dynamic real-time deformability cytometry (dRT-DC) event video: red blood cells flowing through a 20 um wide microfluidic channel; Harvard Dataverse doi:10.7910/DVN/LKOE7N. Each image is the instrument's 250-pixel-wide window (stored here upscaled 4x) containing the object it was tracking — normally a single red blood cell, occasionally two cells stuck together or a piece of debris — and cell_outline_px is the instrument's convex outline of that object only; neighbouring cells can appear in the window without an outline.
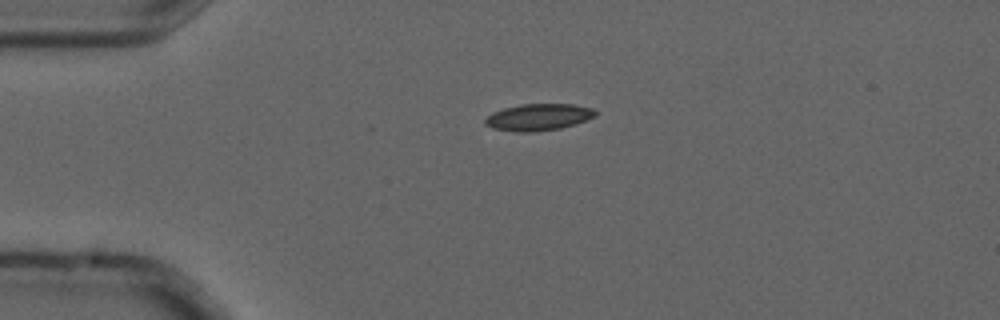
{"species": "common noctule bat (a hibernating species)", "species_latin": "Nyctalus noctula", "temperature_condition": "cold", "stored_images_in_passage": 3, "camera_frame_rate_fps": 3000, "um_per_image_px": 0.085, "animal": {"sex": "male", "forearm_length_mm": 52.5}, "frame": {"image": 1, "passage_image": 1, "time_ms": 0.0, "image_size_px": [1000, 320], "cell_outline_px": [[596, 116], [560, 128], [536, 132], [516, 132], [492, 128], [484, 124], [484, 120], [492, 112], [504, 108], [520, 104], [572, 104], [592, 108], [596, 112]], "centroid_in_image_um": [45.72, 9.96], "position_along_channel_um": 39.3, "area_um2": 17.11}}
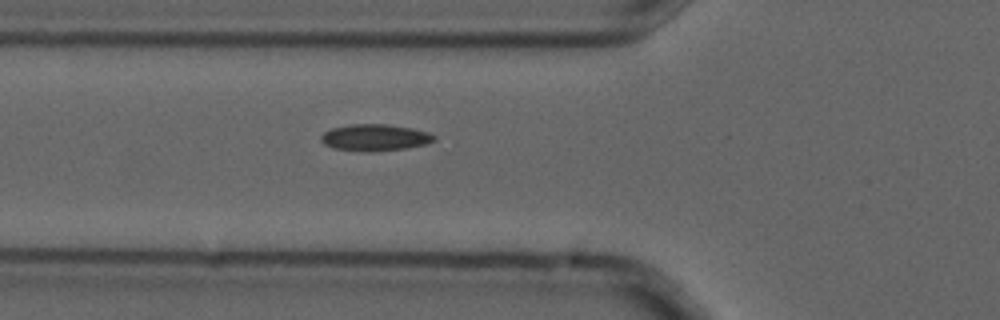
{"frame": {"image": 2, "passage_image": 3, "time_ms": 0.667, "image_size_px": [1000, 320], "cell_outline_px": [[436, 140], [424, 144], [408, 148], [372, 152], [368, 152], [332, 148], [324, 144], [320, 140], [320, 136], [324, 132], [332, 128], [352, 124], [388, 124], [412, 128], [428, 132], [436, 136]], "centroid_in_image_um": [31.86, 11.69], "position_along_channel_um": 93.9, "area_um2": 17.69}}